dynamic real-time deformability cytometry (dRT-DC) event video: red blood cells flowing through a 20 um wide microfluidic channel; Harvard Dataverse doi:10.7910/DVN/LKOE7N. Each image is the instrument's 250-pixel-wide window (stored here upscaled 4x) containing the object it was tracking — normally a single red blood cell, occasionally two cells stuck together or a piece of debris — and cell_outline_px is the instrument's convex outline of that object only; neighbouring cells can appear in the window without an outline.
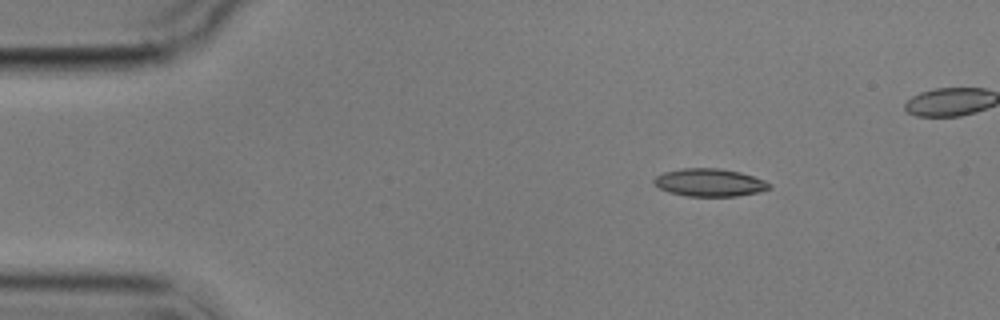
{"species": "common noctule bat (a hibernating species)", "species_latin": "Nyctalus noctula", "temperature_condition": "cold", "stored_images_in_passage": 4, "camera_frame_rate_fps": 3000, "um_per_image_px": 0.085, "animal": {"sex": "male", "body_mass_g": 17.9}, "frame": {"image": 1, "passage_image": 1, "time_ms": 0.0, "image_size_px": [1000, 320], "cell_outline_px": [[772, 188], [760, 192], [736, 196], [688, 196], [668, 192], [652, 184], [652, 180], [656, 176], [664, 172], [680, 168], [720, 168], [740, 172], [764, 180], [772, 184]], "centroid_in_image_um": [60.31, 15.51], "position_along_channel_um": 24.7, "area_um2": 18.84}}